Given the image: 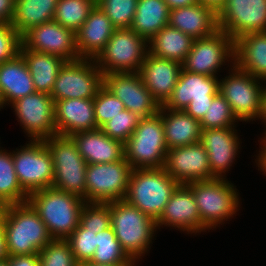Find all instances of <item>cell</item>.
Returning a JSON list of instances; mask_svg holds the SVG:
<instances>
[{
	"label": "cell",
	"instance_id": "6da1fadb",
	"mask_svg": "<svg viewBox=\"0 0 266 266\" xmlns=\"http://www.w3.org/2000/svg\"><path fill=\"white\" fill-rule=\"evenodd\" d=\"M27 202L45 223L52 239H67L78 227L83 198L54 187L34 191Z\"/></svg>",
	"mask_w": 266,
	"mask_h": 266
},
{
	"label": "cell",
	"instance_id": "7a4b0ae2",
	"mask_svg": "<svg viewBox=\"0 0 266 266\" xmlns=\"http://www.w3.org/2000/svg\"><path fill=\"white\" fill-rule=\"evenodd\" d=\"M4 227L9 256L39 253L52 240L28 202L4 206Z\"/></svg>",
	"mask_w": 266,
	"mask_h": 266
},
{
	"label": "cell",
	"instance_id": "3957f363",
	"mask_svg": "<svg viewBox=\"0 0 266 266\" xmlns=\"http://www.w3.org/2000/svg\"><path fill=\"white\" fill-rule=\"evenodd\" d=\"M110 214L121 247L135 263L140 261L151 249L156 221L125 200L110 202Z\"/></svg>",
	"mask_w": 266,
	"mask_h": 266
},
{
	"label": "cell",
	"instance_id": "277c9868",
	"mask_svg": "<svg viewBox=\"0 0 266 266\" xmlns=\"http://www.w3.org/2000/svg\"><path fill=\"white\" fill-rule=\"evenodd\" d=\"M179 184L163 169H132L124 200L155 221Z\"/></svg>",
	"mask_w": 266,
	"mask_h": 266
},
{
	"label": "cell",
	"instance_id": "5b68a950",
	"mask_svg": "<svg viewBox=\"0 0 266 266\" xmlns=\"http://www.w3.org/2000/svg\"><path fill=\"white\" fill-rule=\"evenodd\" d=\"M195 197L202 223L211 230L239 211L240 197L228 179L215 178L186 184Z\"/></svg>",
	"mask_w": 266,
	"mask_h": 266
},
{
	"label": "cell",
	"instance_id": "8992f818",
	"mask_svg": "<svg viewBox=\"0 0 266 266\" xmlns=\"http://www.w3.org/2000/svg\"><path fill=\"white\" fill-rule=\"evenodd\" d=\"M125 160L132 169H161L168 151L160 113L141 118L124 143Z\"/></svg>",
	"mask_w": 266,
	"mask_h": 266
},
{
	"label": "cell",
	"instance_id": "52a82bcc",
	"mask_svg": "<svg viewBox=\"0 0 266 266\" xmlns=\"http://www.w3.org/2000/svg\"><path fill=\"white\" fill-rule=\"evenodd\" d=\"M52 157L54 181L52 187L72 193L86 202L87 163L68 136L55 135L44 140Z\"/></svg>",
	"mask_w": 266,
	"mask_h": 266
},
{
	"label": "cell",
	"instance_id": "ba28073f",
	"mask_svg": "<svg viewBox=\"0 0 266 266\" xmlns=\"http://www.w3.org/2000/svg\"><path fill=\"white\" fill-rule=\"evenodd\" d=\"M228 73L229 76L219 80V93L228 101L236 118L242 122L260 120L263 80L242 71L235 64Z\"/></svg>",
	"mask_w": 266,
	"mask_h": 266
},
{
	"label": "cell",
	"instance_id": "9c48e42d",
	"mask_svg": "<svg viewBox=\"0 0 266 266\" xmlns=\"http://www.w3.org/2000/svg\"><path fill=\"white\" fill-rule=\"evenodd\" d=\"M148 41L131 28L116 29L104 49L94 59L102 74L139 72L148 54Z\"/></svg>",
	"mask_w": 266,
	"mask_h": 266
},
{
	"label": "cell",
	"instance_id": "30bf717a",
	"mask_svg": "<svg viewBox=\"0 0 266 266\" xmlns=\"http://www.w3.org/2000/svg\"><path fill=\"white\" fill-rule=\"evenodd\" d=\"M12 152L15 172L21 188L29 195L52 187L54 167L44 140H30Z\"/></svg>",
	"mask_w": 266,
	"mask_h": 266
},
{
	"label": "cell",
	"instance_id": "8fae6325",
	"mask_svg": "<svg viewBox=\"0 0 266 266\" xmlns=\"http://www.w3.org/2000/svg\"><path fill=\"white\" fill-rule=\"evenodd\" d=\"M103 86V74L94 59L67 61L61 68L50 94L55 101L94 98Z\"/></svg>",
	"mask_w": 266,
	"mask_h": 266
},
{
	"label": "cell",
	"instance_id": "7c38bea8",
	"mask_svg": "<svg viewBox=\"0 0 266 266\" xmlns=\"http://www.w3.org/2000/svg\"><path fill=\"white\" fill-rule=\"evenodd\" d=\"M234 40L222 30L211 36L193 40L191 49L182 63L185 71L217 77L222 66L234 65Z\"/></svg>",
	"mask_w": 266,
	"mask_h": 266
},
{
	"label": "cell",
	"instance_id": "4fadbf2b",
	"mask_svg": "<svg viewBox=\"0 0 266 266\" xmlns=\"http://www.w3.org/2000/svg\"><path fill=\"white\" fill-rule=\"evenodd\" d=\"M132 168L126 160L86 166V202L124 200Z\"/></svg>",
	"mask_w": 266,
	"mask_h": 266
},
{
	"label": "cell",
	"instance_id": "5bb4252c",
	"mask_svg": "<svg viewBox=\"0 0 266 266\" xmlns=\"http://www.w3.org/2000/svg\"><path fill=\"white\" fill-rule=\"evenodd\" d=\"M10 106L30 140H45L56 135L54 100L50 94L36 91Z\"/></svg>",
	"mask_w": 266,
	"mask_h": 266
},
{
	"label": "cell",
	"instance_id": "9a60e30c",
	"mask_svg": "<svg viewBox=\"0 0 266 266\" xmlns=\"http://www.w3.org/2000/svg\"><path fill=\"white\" fill-rule=\"evenodd\" d=\"M103 86L120 99L125 109L140 118H149L161 105L146 89L138 72H113L103 75Z\"/></svg>",
	"mask_w": 266,
	"mask_h": 266
},
{
	"label": "cell",
	"instance_id": "2e32d148",
	"mask_svg": "<svg viewBox=\"0 0 266 266\" xmlns=\"http://www.w3.org/2000/svg\"><path fill=\"white\" fill-rule=\"evenodd\" d=\"M218 28L234 41L251 32H266V0H227L217 14Z\"/></svg>",
	"mask_w": 266,
	"mask_h": 266
},
{
	"label": "cell",
	"instance_id": "e0dca14e",
	"mask_svg": "<svg viewBox=\"0 0 266 266\" xmlns=\"http://www.w3.org/2000/svg\"><path fill=\"white\" fill-rule=\"evenodd\" d=\"M22 45L26 49L48 53L66 61L81 59L76 49L75 32L54 20L29 29L22 35Z\"/></svg>",
	"mask_w": 266,
	"mask_h": 266
},
{
	"label": "cell",
	"instance_id": "ac0fdd59",
	"mask_svg": "<svg viewBox=\"0 0 266 266\" xmlns=\"http://www.w3.org/2000/svg\"><path fill=\"white\" fill-rule=\"evenodd\" d=\"M163 169L178 184L215 179L207 151L200 143L168 149Z\"/></svg>",
	"mask_w": 266,
	"mask_h": 266
},
{
	"label": "cell",
	"instance_id": "d6986e66",
	"mask_svg": "<svg viewBox=\"0 0 266 266\" xmlns=\"http://www.w3.org/2000/svg\"><path fill=\"white\" fill-rule=\"evenodd\" d=\"M156 225L157 229L164 225L187 234L209 231L201 221L193 192L184 184H179L173 191Z\"/></svg>",
	"mask_w": 266,
	"mask_h": 266
},
{
	"label": "cell",
	"instance_id": "ffe728a7",
	"mask_svg": "<svg viewBox=\"0 0 266 266\" xmlns=\"http://www.w3.org/2000/svg\"><path fill=\"white\" fill-rule=\"evenodd\" d=\"M237 127L202 130L199 143L207 151L210 171L215 178L226 179L240 149Z\"/></svg>",
	"mask_w": 266,
	"mask_h": 266
},
{
	"label": "cell",
	"instance_id": "44dd1931",
	"mask_svg": "<svg viewBox=\"0 0 266 266\" xmlns=\"http://www.w3.org/2000/svg\"><path fill=\"white\" fill-rule=\"evenodd\" d=\"M181 69L182 64L179 62L157 58L148 53L138 73L146 89L163 105L171 96Z\"/></svg>",
	"mask_w": 266,
	"mask_h": 266
},
{
	"label": "cell",
	"instance_id": "7402d4cb",
	"mask_svg": "<svg viewBox=\"0 0 266 266\" xmlns=\"http://www.w3.org/2000/svg\"><path fill=\"white\" fill-rule=\"evenodd\" d=\"M56 135L70 136L97 129L94 98L64 99L54 102Z\"/></svg>",
	"mask_w": 266,
	"mask_h": 266
},
{
	"label": "cell",
	"instance_id": "603a6c76",
	"mask_svg": "<svg viewBox=\"0 0 266 266\" xmlns=\"http://www.w3.org/2000/svg\"><path fill=\"white\" fill-rule=\"evenodd\" d=\"M218 92V77L181 69L171 96L162 106L171 110H184L191 100L213 99Z\"/></svg>",
	"mask_w": 266,
	"mask_h": 266
},
{
	"label": "cell",
	"instance_id": "cb8c5ba5",
	"mask_svg": "<svg viewBox=\"0 0 266 266\" xmlns=\"http://www.w3.org/2000/svg\"><path fill=\"white\" fill-rule=\"evenodd\" d=\"M87 164L113 163L125 160L124 143L112 139L100 128L69 136Z\"/></svg>",
	"mask_w": 266,
	"mask_h": 266
},
{
	"label": "cell",
	"instance_id": "d4e9b609",
	"mask_svg": "<svg viewBox=\"0 0 266 266\" xmlns=\"http://www.w3.org/2000/svg\"><path fill=\"white\" fill-rule=\"evenodd\" d=\"M116 30L104 11L95 5L83 25L75 32L80 58L95 59Z\"/></svg>",
	"mask_w": 266,
	"mask_h": 266
},
{
	"label": "cell",
	"instance_id": "484cf974",
	"mask_svg": "<svg viewBox=\"0 0 266 266\" xmlns=\"http://www.w3.org/2000/svg\"><path fill=\"white\" fill-rule=\"evenodd\" d=\"M168 25L194 40L211 36L219 30L217 14L199 3L170 10Z\"/></svg>",
	"mask_w": 266,
	"mask_h": 266
},
{
	"label": "cell",
	"instance_id": "4316f807",
	"mask_svg": "<svg viewBox=\"0 0 266 266\" xmlns=\"http://www.w3.org/2000/svg\"><path fill=\"white\" fill-rule=\"evenodd\" d=\"M234 64L266 84V32H251L234 41Z\"/></svg>",
	"mask_w": 266,
	"mask_h": 266
},
{
	"label": "cell",
	"instance_id": "83f0119b",
	"mask_svg": "<svg viewBox=\"0 0 266 266\" xmlns=\"http://www.w3.org/2000/svg\"><path fill=\"white\" fill-rule=\"evenodd\" d=\"M165 141L168 149L199 143L202 127L199 120L184 110H171L161 105Z\"/></svg>",
	"mask_w": 266,
	"mask_h": 266
},
{
	"label": "cell",
	"instance_id": "f1b7e54d",
	"mask_svg": "<svg viewBox=\"0 0 266 266\" xmlns=\"http://www.w3.org/2000/svg\"><path fill=\"white\" fill-rule=\"evenodd\" d=\"M0 90L5 105L36 92L32 76L21 54L0 64Z\"/></svg>",
	"mask_w": 266,
	"mask_h": 266
},
{
	"label": "cell",
	"instance_id": "f546056e",
	"mask_svg": "<svg viewBox=\"0 0 266 266\" xmlns=\"http://www.w3.org/2000/svg\"><path fill=\"white\" fill-rule=\"evenodd\" d=\"M20 54L32 76L35 90L51 94L57 75L67 61L48 53L26 49L23 45Z\"/></svg>",
	"mask_w": 266,
	"mask_h": 266
},
{
	"label": "cell",
	"instance_id": "4dcf8cb0",
	"mask_svg": "<svg viewBox=\"0 0 266 266\" xmlns=\"http://www.w3.org/2000/svg\"><path fill=\"white\" fill-rule=\"evenodd\" d=\"M193 40L177 28L166 25L148 41V53L157 58L183 63Z\"/></svg>",
	"mask_w": 266,
	"mask_h": 266
},
{
	"label": "cell",
	"instance_id": "1f68e13d",
	"mask_svg": "<svg viewBox=\"0 0 266 266\" xmlns=\"http://www.w3.org/2000/svg\"><path fill=\"white\" fill-rule=\"evenodd\" d=\"M169 15L170 9L164 0H138L130 28L149 41L169 24Z\"/></svg>",
	"mask_w": 266,
	"mask_h": 266
},
{
	"label": "cell",
	"instance_id": "d6a6232c",
	"mask_svg": "<svg viewBox=\"0 0 266 266\" xmlns=\"http://www.w3.org/2000/svg\"><path fill=\"white\" fill-rule=\"evenodd\" d=\"M58 0H15L11 25L22 36L29 29L53 20Z\"/></svg>",
	"mask_w": 266,
	"mask_h": 266
},
{
	"label": "cell",
	"instance_id": "836d02e7",
	"mask_svg": "<svg viewBox=\"0 0 266 266\" xmlns=\"http://www.w3.org/2000/svg\"><path fill=\"white\" fill-rule=\"evenodd\" d=\"M27 199L15 172L12 152L0 147V206L25 203Z\"/></svg>",
	"mask_w": 266,
	"mask_h": 266
},
{
	"label": "cell",
	"instance_id": "e575fe53",
	"mask_svg": "<svg viewBox=\"0 0 266 266\" xmlns=\"http://www.w3.org/2000/svg\"><path fill=\"white\" fill-rule=\"evenodd\" d=\"M89 262L100 265L136 266L121 247L112 226L97 233V247Z\"/></svg>",
	"mask_w": 266,
	"mask_h": 266
},
{
	"label": "cell",
	"instance_id": "d590c367",
	"mask_svg": "<svg viewBox=\"0 0 266 266\" xmlns=\"http://www.w3.org/2000/svg\"><path fill=\"white\" fill-rule=\"evenodd\" d=\"M95 5L92 0H58L53 20L76 32Z\"/></svg>",
	"mask_w": 266,
	"mask_h": 266
},
{
	"label": "cell",
	"instance_id": "8d00e7d4",
	"mask_svg": "<svg viewBox=\"0 0 266 266\" xmlns=\"http://www.w3.org/2000/svg\"><path fill=\"white\" fill-rule=\"evenodd\" d=\"M235 122L238 123L239 120L234 115L228 101L219 92L214 96L206 115L200 121L202 130L236 127Z\"/></svg>",
	"mask_w": 266,
	"mask_h": 266
},
{
	"label": "cell",
	"instance_id": "74e56055",
	"mask_svg": "<svg viewBox=\"0 0 266 266\" xmlns=\"http://www.w3.org/2000/svg\"><path fill=\"white\" fill-rule=\"evenodd\" d=\"M138 0H100L98 5L116 29L132 26Z\"/></svg>",
	"mask_w": 266,
	"mask_h": 266
},
{
	"label": "cell",
	"instance_id": "f35d334b",
	"mask_svg": "<svg viewBox=\"0 0 266 266\" xmlns=\"http://www.w3.org/2000/svg\"><path fill=\"white\" fill-rule=\"evenodd\" d=\"M40 266H78L67 239H52L38 253Z\"/></svg>",
	"mask_w": 266,
	"mask_h": 266
},
{
	"label": "cell",
	"instance_id": "ab89813d",
	"mask_svg": "<svg viewBox=\"0 0 266 266\" xmlns=\"http://www.w3.org/2000/svg\"><path fill=\"white\" fill-rule=\"evenodd\" d=\"M79 224L95 234L111 226L110 202H85Z\"/></svg>",
	"mask_w": 266,
	"mask_h": 266
},
{
	"label": "cell",
	"instance_id": "60d3db41",
	"mask_svg": "<svg viewBox=\"0 0 266 266\" xmlns=\"http://www.w3.org/2000/svg\"><path fill=\"white\" fill-rule=\"evenodd\" d=\"M140 119L137 114L125 109L100 129L110 138L125 143L137 128Z\"/></svg>",
	"mask_w": 266,
	"mask_h": 266
},
{
	"label": "cell",
	"instance_id": "b9f144b4",
	"mask_svg": "<svg viewBox=\"0 0 266 266\" xmlns=\"http://www.w3.org/2000/svg\"><path fill=\"white\" fill-rule=\"evenodd\" d=\"M97 128H101L113 117L125 110L123 102L102 86L94 97Z\"/></svg>",
	"mask_w": 266,
	"mask_h": 266
},
{
	"label": "cell",
	"instance_id": "7bdbcfd3",
	"mask_svg": "<svg viewBox=\"0 0 266 266\" xmlns=\"http://www.w3.org/2000/svg\"><path fill=\"white\" fill-rule=\"evenodd\" d=\"M67 240L79 264L91 260L97 247V234L95 232L88 231L79 224Z\"/></svg>",
	"mask_w": 266,
	"mask_h": 266
},
{
	"label": "cell",
	"instance_id": "ee69618b",
	"mask_svg": "<svg viewBox=\"0 0 266 266\" xmlns=\"http://www.w3.org/2000/svg\"><path fill=\"white\" fill-rule=\"evenodd\" d=\"M22 36L7 23H0V64L16 58L20 54Z\"/></svg>",
	"mask_w": 266,
	"mask_h": 266
},
{
	"label": "cell",
	"instance_id": "f6af8a7d",
	"mask_svg": "<svg viewBox=\"0 0 266 266\" xmlns=\"http://www.w3.org/2000/svg\"><path fill=\"white\" fill-rule=\"evenodd\" d=\"M212 100L213 99L191 100V102L184 109V111L194 119L201 121L206 115V112L209 108V105L212 103Z\"/></svg>",
	"mask_w": 266,
	"mask_h": 266
},
{
	"label": "cell",
	"instance_id": "bcb514c9",
	"mask_svg": "<svg viewBox=\"0 0 266 266\" xmlns=\"http://www.w3.org/2000/svg\"><path fill=\"white\" fill-rule=\"evenodd\" d=\"M9 266H40L38 253L8 257Z\"/></svg>",
	"mask_w": 266,
	"mask_h": 266
},
{
	"label": "cell",
	"instance_id": "7dc6e473",
	"mask_svg": "<svg viewBox=\"0 0 266 266\" xmlns=\"http://www.w3.org/2000/svg\"><path fill=\"white\" fill-rule=\"evenodd\" d=\"M15 12V0H0V23L11 24Z\"/></svg>",
	"mask_w": 266,
	"mask_h": 266
},
{
	"label": "cell",
	"instance_id": "c3c4849f",
	"mask_svg": "<svg viewBox=\"0 0 266 266\" xmlns=\"http://www.w3.org/2000/svg\"><path fill=\"white\" fill-rule=\"evenodd\" d=\"M4 227V206H0V261L8 259Z\"/></svg>",
	"mask_w": 266,
	"mask_h": 266
},
{
	"label": "cell",
	"instance_id": "681fc988",
	"mask_svg": "<svg viewBox=\"0 0 266 266\" xmlns=\"http://www.w3.org/2000/svg\"><path fill=\"white\" fill-rule=\"evenodd\" d=\"M260 141L262 147H260L261 151L259 150V154L257 155L255 162L258 166V170L263 172V175H266V138L263 136Z\"/></svg>",
	"mask_w": 266,
	"mask_h": 266
},
{
	"label": "cell",
	"instance_id": "f907efd6",
	"mask_svg": "<svg viewBox=\"0 0 266 266\" xmlns=\"http://www.w3.org/2000/svg\"><path fill=\"white\" fill-rule=\"evenodd\" d=\"M226 2L227 0H198L199 4L212 9L216 14L222 10Z\"/></svg>",
	"mask_w": 266,
	"mask_h": 266
},
{
	"label": "cell",
	"instance_id": "816d5d0a",
	"mask_svg": "<svg viewBox=\"0 0 266 266\" xmlns=\"http://www.w3.org/2000/svg\"><path fill=\"white\" fill-rule=\"evenodd\" d=\"M170 10L184 6H192L198 3V0H164Z\"/></svg>",
	"mask_w": 266,
	"mask_h": 266
},
{
	"label": "cell",
	"instance_id": "f5cc1de1",
	"mask_svg": "<svg viewBox=\"0 0 266 266\" xmlns=\"http://www.w3.org/2000/svg\"><path fill=\"white\" fill-rule=\"evenodd\" d=\"M261 120L265 124L264 127L266 128V85L265 84H264V90H263L262 113L260 116V121ZM264 134L266 135V130H265Z\"/></svg>",
	"mask_w": 266,
	"mask_h": 266
},
{
	"label": "cell",
	"instance_id": "db71d44e",
	"mask_svg": "<svg viewBox=\"0 0 266 266\" xmlns=\"http://www.w3.org/2000/svg\"><path fill=\"white\" fill-rule=\"evenodd\" d=\"M78 266H112V265H100V264H94L88 261V262L80 263L78 264Z\"/></svg>",
	"mask_w": 266,
	"mask_h": 266
},
{
	"label": "cell",
	"instance_id": "11a10c76",
	"mask_svg": "<svg viewBox=\"0 0 266 266\" xmlns=\"http://www.w3.org/2000/svg\"><path fill=\"white\" fill-rule=\"evenodd\" d=\"M4 106H5L4 98L0 90V110L3 109Z\"/></svg>",
	"mask_w": 266,
	"mask_h": 266
},
{
	"label": "cell",
	"instance_id": "9f6ffc18",
	"mask_svg": "<svg viewBox=\"0 0 266 266\" xmlns=\"http://www.w3.org/2000/svg\"><path fill=\"white\" fill-rule=\"evenodd\" d=\"M0 266H9L8 259L0 261Z\"/></svg>",
	"mask_w": 266,
	"mask_h": 266
},
{
	"label": "cell",
	"instance_id": "6f0895ef",
	"mask_svg": "<svg viewBox=\"0 0 266 266\" xmlns=\"http://www.w3.org/2000/svg\"><path fill=\"white\" fill-rule=\"evenodd\" d=\"M92 1H94L95 3H98L100 0H92Z\"/></svg>",
	"mask_w": 266,
	"mask_h": 266
}]
</instances>
